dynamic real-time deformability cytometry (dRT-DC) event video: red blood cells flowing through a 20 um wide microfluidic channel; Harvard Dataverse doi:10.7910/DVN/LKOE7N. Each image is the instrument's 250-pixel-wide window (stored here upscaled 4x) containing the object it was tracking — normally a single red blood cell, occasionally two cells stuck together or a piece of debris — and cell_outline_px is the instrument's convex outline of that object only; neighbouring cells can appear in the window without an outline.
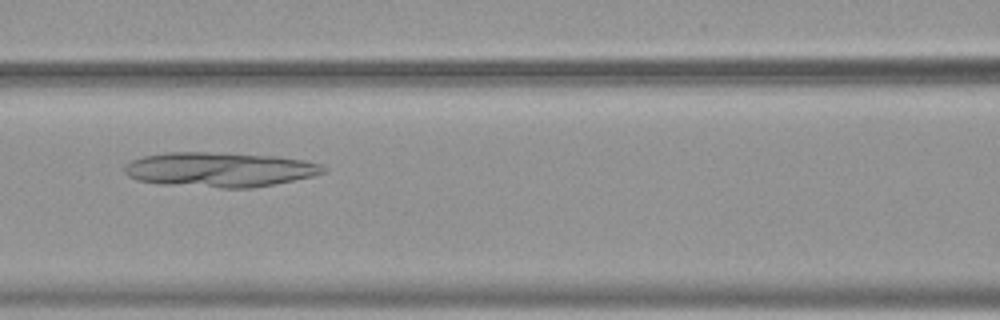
{"species": "common noctule bat (a hibernating species)", "species_latin": "Nyctalus noctula", "temperature_condition": "warm", "stored_images_in_passage": 53, "camera_frame_rate_fps": 3000, "um_per_image_px": 0.085, "animal": {"sex": "female", "body_mass_g": 19.9}, "frame": {"image": 1, "passage_image": 24, "time_ms": 7.667, "image_size_px": [1000, 320], "cell_outline_px": [[328, 168], [324, 172], [312, 176], [252, 188], [220, 188], [160, 184], [136, 180], [128, 176], [124, 172], [124, 168], [132, 160], [144, 156], [168, 152], [208, 152], [276, 156], [304, 160], [320, 164]], "centroid_in_image_um": [18.65, 14.42], "position_along_channel_um": 147.9, "area_um2": 40.11}}
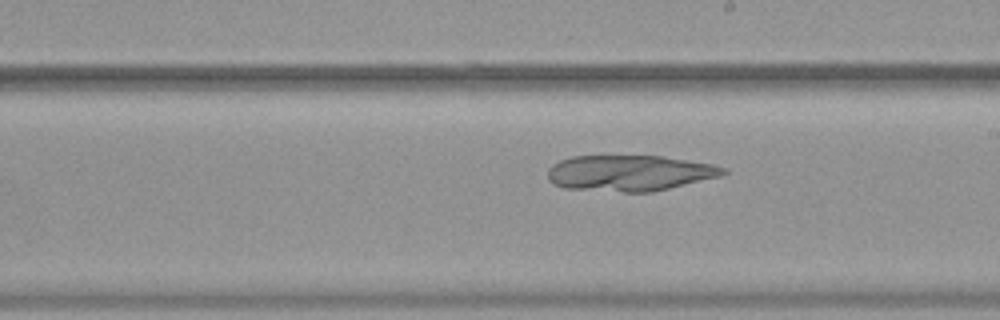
{"frame": {"image": 2, "passage_image": 31, "time_ms": 10.0, "image_size_px": [1000, 320], "cell_outline_px": [[728, 172], [720, 176], [652, 192], [624, 192], [564, 188], [552, 184], [548, 180], [548, 168], [552, 164], [560, 160], [572, 156], [664, 156], [712, 164], [728, 168]], "centroid_in_image_um": [53.5, 14.7], "position_along_channel_um": 235.5, "area_um2": 36.82}}
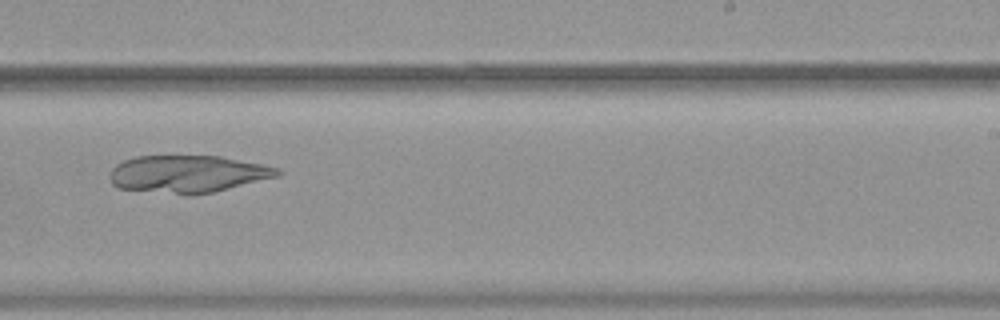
{"frame": {"image": 3, "passage_image": 34, "time_ms": 11.0, "image_size_px": [1000, 320], "cell_outline_px": [[284, 172], [280, 176], [212, 192], [192, 196], [188, 196], [116, 188], [108, 180], [108, 176], [112, 168], [116, 164], [124, 160], [136, 156], [220, 156], [280, 168]], "centroid_in_image_um": [15.92, 14.8], "position_along_channel_um": 273.1, "area_um2": 36.99}}